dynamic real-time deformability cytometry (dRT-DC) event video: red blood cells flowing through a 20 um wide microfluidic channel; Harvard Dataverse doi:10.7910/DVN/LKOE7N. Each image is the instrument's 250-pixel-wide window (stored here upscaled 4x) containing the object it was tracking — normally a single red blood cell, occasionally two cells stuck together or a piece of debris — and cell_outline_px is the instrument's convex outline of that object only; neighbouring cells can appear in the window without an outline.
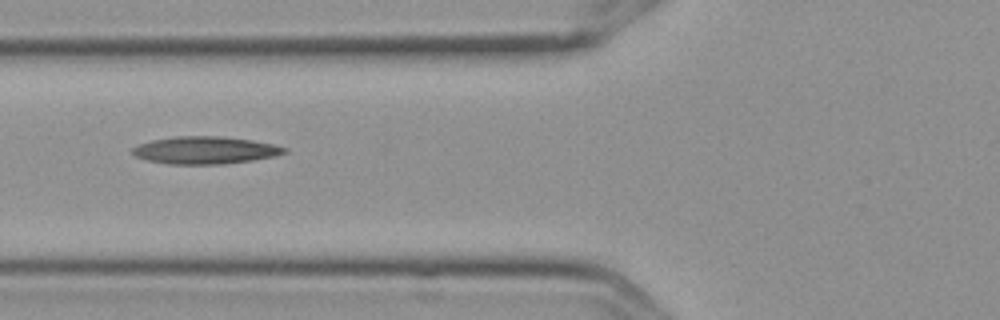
{"species": "Egyptian fruit bat (a non-hibernating species)", "species_latin": "Rousettus aegyptiacus", "temperature_condition": "cold", "stored_images_in_passage": 11, "camera_frame_rate_fps": 3000, "um_per_image_px": 0.085, "frame": {"image": 1, "passage_image": 2, "time_ms": 0.333, "image_size_px": [1000, 320], "cell_outline_px": [[288, 152], [276, 156], [252, 160], [224, 164], [168, 164], [148, 160], [136, 156], [132, 152], [132, 148], [140, 144], [152, 140], [176, 136], [220, 136], [252, 140], [272, 144], [288, 148]], "centroid_in_image_um": [17.47, 12.77], "position_along_channel_um": 108.3, "area_um2": 24.22}}
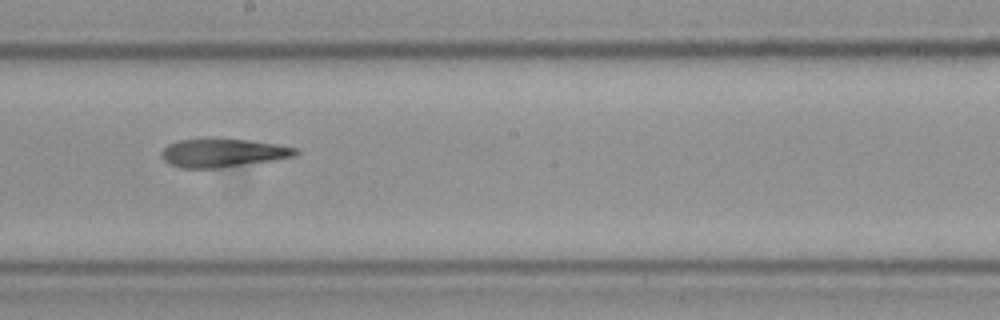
{"frame": {"image": 2, "passage_image": 5, "time_ms": 1.333, "image_size_px": [1000, 320], "cell_outline_px": [[300, 152], [296, 156], [216, 168], [180, 168], [168, 164], [164, 160], [160, 152], [168, 144], [180, 140], [204, 136], [220, 136], [252, 140], [276, 144], [296, 148]], "centroid_in_image_um": [18.88, 12.94], "position_along_channel_um": 229.3, "area_um2": 22.89}}
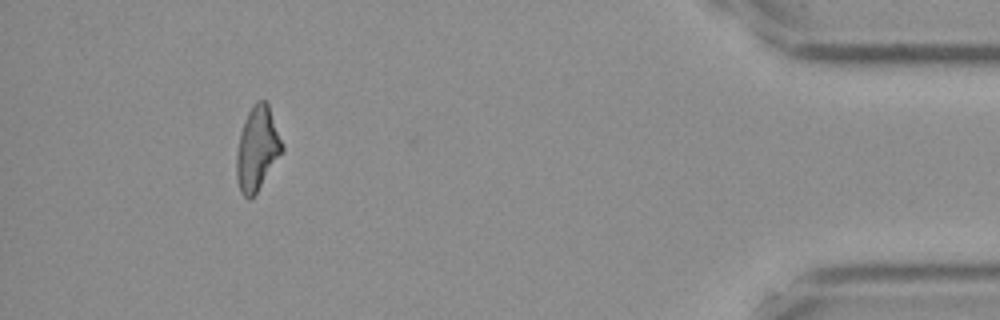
{"frame": {"image": 3, "passage_image": 10, "time_ms": 3.0, "image_size_px": [1000, 320], "cell_outline_px": [[284, 152], [252, 200], [248, 200], [240, 192], [236, 176], [236, 156], [240, 132], [248, 112], [256, 100], [264, 100], [268, 104], [284, 148]], "centroid_in_image_um": [21.86, 12.7], "position_along_channel_um": 413.3, "area_um2": 22.48}}